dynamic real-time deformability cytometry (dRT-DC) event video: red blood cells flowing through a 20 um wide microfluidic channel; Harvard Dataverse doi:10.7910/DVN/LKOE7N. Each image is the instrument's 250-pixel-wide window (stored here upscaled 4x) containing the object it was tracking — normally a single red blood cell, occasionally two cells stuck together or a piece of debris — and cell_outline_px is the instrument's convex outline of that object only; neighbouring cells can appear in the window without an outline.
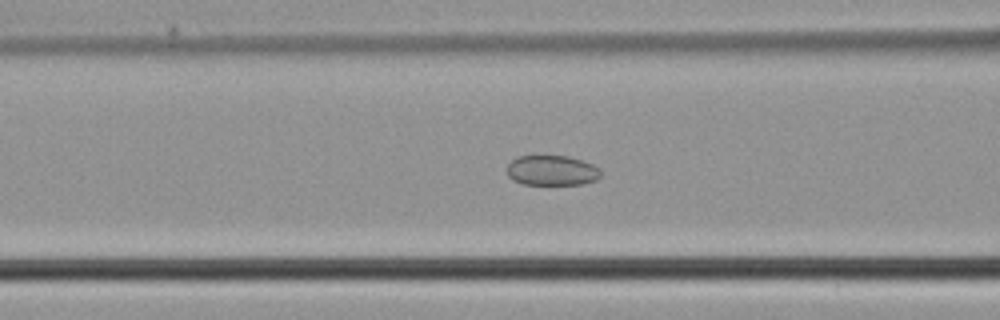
{"species": "common noctule bat (a hibernating species)", "species_latin": "Nyctalus noctula", "temperature_condition": "cold", "stored_images_in_passage": 51, "camera_frame_rate_fps": 3000, "um_per_image_px": 0.085, "animal": {"sex": "male", "body_mass_g": 21.5, "forearm_length_mm": 52.0}, "frame": {"image": 1, "passage_image": 21, "time_ms": 6.667, "image_size_px": [1000, 320], "cell_outline_px": [[600, 176], [596, 180], [584, 184], [524, 184], [512, 180], [508, 176], [508, 164], [516, 156], [568, 156], [592, 164], [600, 168]], "centroid_in_image_um": [46.91, 14.49], "position_along_channel_um": 119.7, "area_um2": 16.42}}
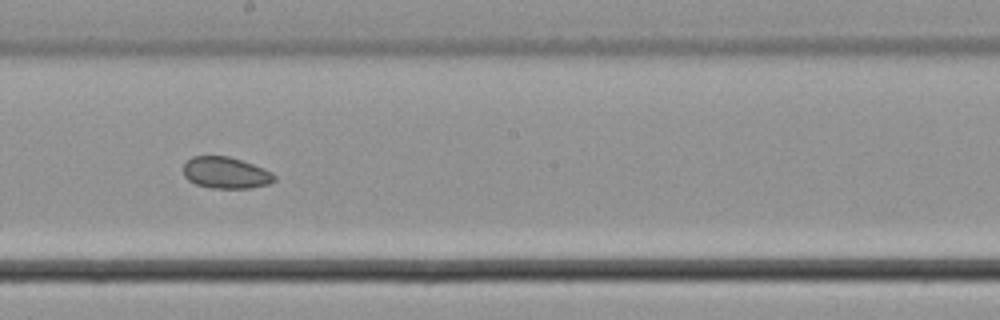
{"frame": {"image": 2, "passage_image": 29, "time_ms": 9.333, "image_size_px": [1000, 320], "cell_outline_px": [[276, 180], [268, 184], [252, 188], [212, 188], [196, 184], [188, 180], [184, 176], [184, 164], [192, 156], [228, 156], [252, 164], [272, 172], [276, 176]], "centroid_in_image_um": [19.19, 14.69], "position_along_channel_um": 229.0, "area_um2": 16.65}}
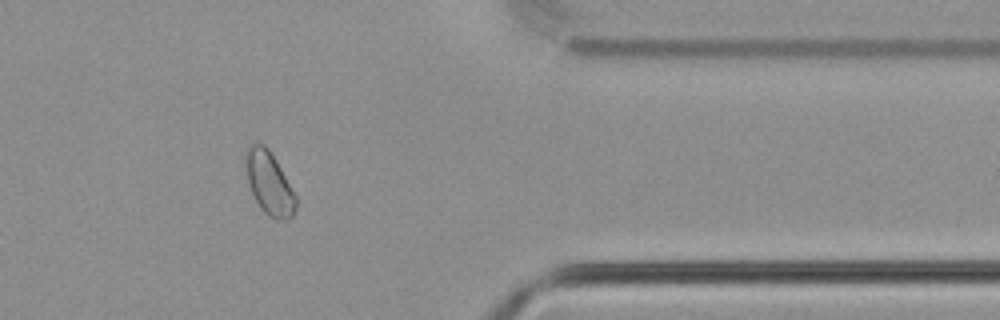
{"frame": {"image": 3, "passage_image": 42, "time_ms": 13.667, "image_size_px": [1000, 320], "cell_outline_px": [[296, 208], [292, 216], [288, 220], [272, 220], [260, 208], [248, 184], [244, 160], [244, 152], [248, 144], [264, 144], [268, 148], [276, 160], [296, 196]], "centroid_in_image_um": [22.86, 15.57], "position_along_channel_um": 388.5, "area_um2": 18.61}}